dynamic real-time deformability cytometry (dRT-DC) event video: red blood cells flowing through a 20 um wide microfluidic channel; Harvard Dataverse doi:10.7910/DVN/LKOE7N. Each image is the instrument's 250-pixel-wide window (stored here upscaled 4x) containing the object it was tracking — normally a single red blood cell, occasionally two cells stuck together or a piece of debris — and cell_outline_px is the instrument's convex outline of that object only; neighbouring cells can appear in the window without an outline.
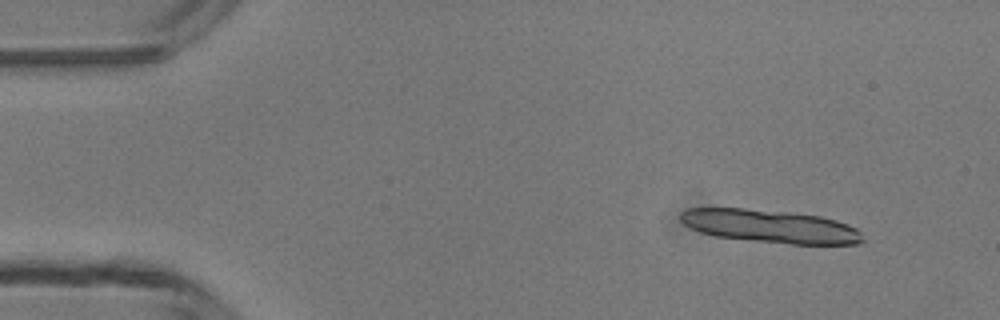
{"species": "common noctule bat (a hibernating species)", "species_latin": "Nyctalus noctula", "temperature_condition": "room temperature", "stored_images_in_passage": 5, "camera_frame_rate_fps": 3000, "um_per_image_px": 0.085, "animal": {"sex": "male", "body_mass_g": 13.3}, "frame": {"image": 1, "passage_image": 1, "time_ms": 0.0, "image_size_px": [1000, 320], "cell_outline_px": [[864, 240], [860, 244], [792, 244], [752, 240], [716, 236], [700, 232], [684, 224], [680, 220], [680, 212], [688, 208], [744, 208], [788, 212], [820, 216], [836, 220], [848, 224], [856, 228], [860, 232]], "centroid_in_image_um": [65.48, 19.23], "position_along_channel_um": 19.5, "area_um2": 35.03}}
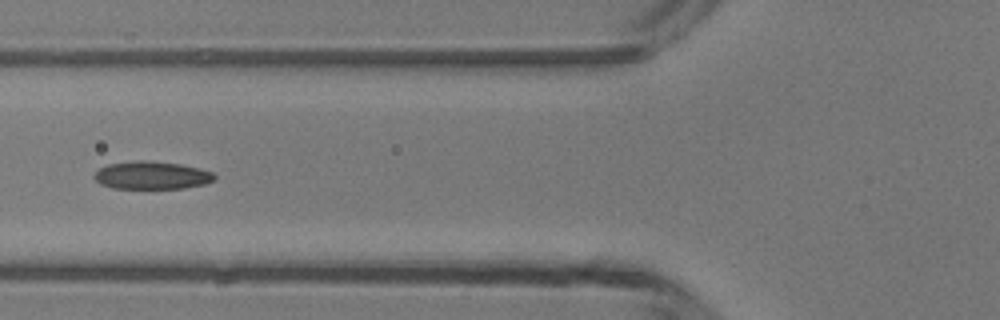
{"frame": {"image": 2, "passage_image": 5, "time_ms": 4.667, "image_size_px": [1000, 320], "cell_outline_px": [[216, 180], [204, 184], [184, 188], [112, 188], [100, 184], [92, 176], [100, 168], [108, 164], [140, 160], [144, 160], [180, 164], [200, 168], [212, 172], [216, 176]], "centroid_in_image_um": [12.91, 14.9], "position_along_channel_um": 112.9, "area_um2": 19.48}}